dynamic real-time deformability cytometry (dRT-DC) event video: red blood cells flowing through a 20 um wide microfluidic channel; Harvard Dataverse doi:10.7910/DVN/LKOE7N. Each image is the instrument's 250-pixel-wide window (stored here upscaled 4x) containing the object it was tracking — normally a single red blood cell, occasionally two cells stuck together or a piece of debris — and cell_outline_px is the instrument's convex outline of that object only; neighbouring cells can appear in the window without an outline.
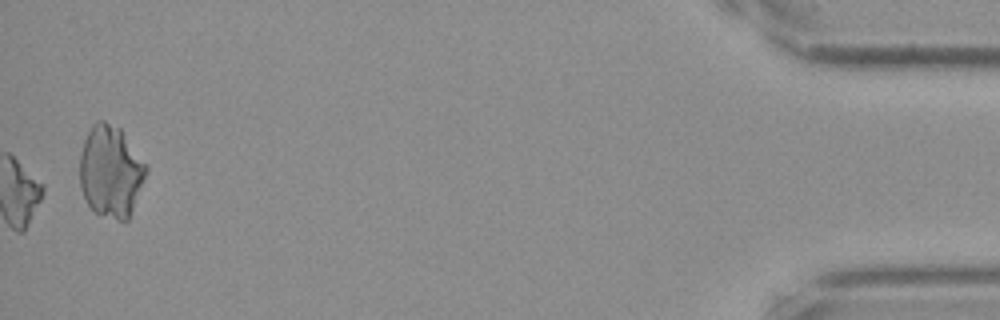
{"species": "Egyptian fruit bat (a non-hibernating species)", "species_latin": "Rousettus aegyptiacus", "temperature_condition": "cold", "stored_images_in_passage": 47, "camera_frame_rate_fps": 3000, "um_per_image_px": 0.085, "frame": {"image": 1, "passage_image": 47, "time_ms": 15.333, "image_size_px": [1000, 320], "cell_outline_px": [[148, 168], [128, 220], [116, 220], [96, 212], [88, 204], [80, 188], [80, 152], [84, 140], [92, 124], [96, 120], [104, 120], [120, 128], [148, 164]], "centroid_in_image_um": [9.41, 14.53], "position_along_channel_um": 425.8, "area_um2": 35.49}}